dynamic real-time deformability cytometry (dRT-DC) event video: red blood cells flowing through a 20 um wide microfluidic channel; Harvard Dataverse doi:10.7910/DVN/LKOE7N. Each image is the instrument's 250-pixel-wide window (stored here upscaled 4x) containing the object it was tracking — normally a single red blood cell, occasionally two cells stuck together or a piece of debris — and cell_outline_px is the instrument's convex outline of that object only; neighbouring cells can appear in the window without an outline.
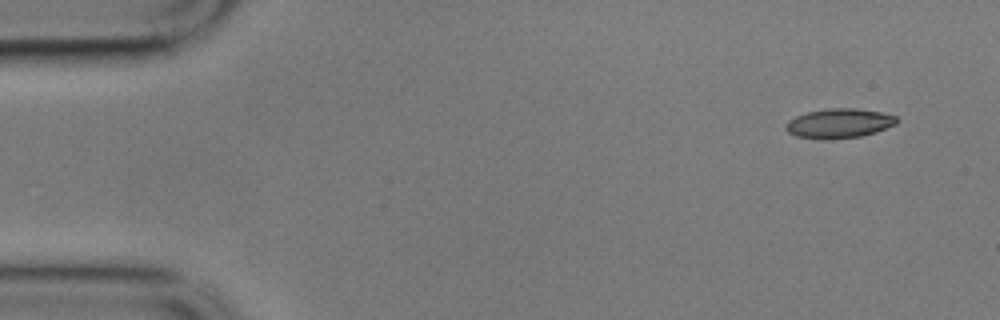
{"species": "common noctule bat (a hibernating species)", "species_latin": "Nyctalus noctula", "temperature_condition": "cold", "stored_images_in_passage": 6, "camera_frame_rate_fps": 3000, "um_per_image_px": 0.085, "animal": {"sex": "male", "body_mass_g": 17.9}, "frame": {"image": 1, "passage_image": 1, "time_ms": 0.0, "image_size_px": [1000, 320], "cell_outline_px": [[900, 120], [896, 124], [876, 132], [860, 136], [832, 140], [824, 140], [796, 136], [788, 132], [784, 128], [788, 120], [796, 116], [808, 112], [828, 108], [856, 108], [880, 112], [896, 116]], "centroid_in_image_um": [71.32, 10.49], "position_along_channel_um": 13.7, "area_um2": 19.25}}
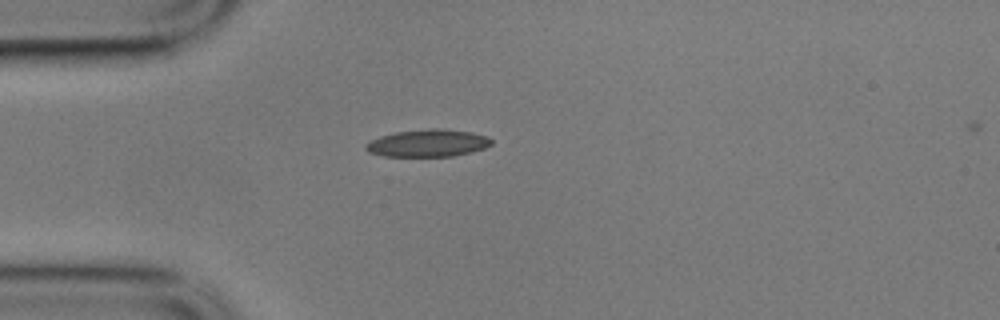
{"frame": {"image": 2, "passage_image": 4, "time_ms": 1.0, "image_size_px": [1000, 320], "cell_outline_px": [[492, 144], [484, 148], [472, 152], [452, 156], [384, 156], [368, 152], [364, 148], [364, 144], [380, 136], [396, 132], [432, 128], [436, 128], [472, 132], [488, 136], [492, 140]], "centroid_in_image_um": [36.37, 12.16], "position_along_channel_um": 48.6, "area_um2": 20.0}}